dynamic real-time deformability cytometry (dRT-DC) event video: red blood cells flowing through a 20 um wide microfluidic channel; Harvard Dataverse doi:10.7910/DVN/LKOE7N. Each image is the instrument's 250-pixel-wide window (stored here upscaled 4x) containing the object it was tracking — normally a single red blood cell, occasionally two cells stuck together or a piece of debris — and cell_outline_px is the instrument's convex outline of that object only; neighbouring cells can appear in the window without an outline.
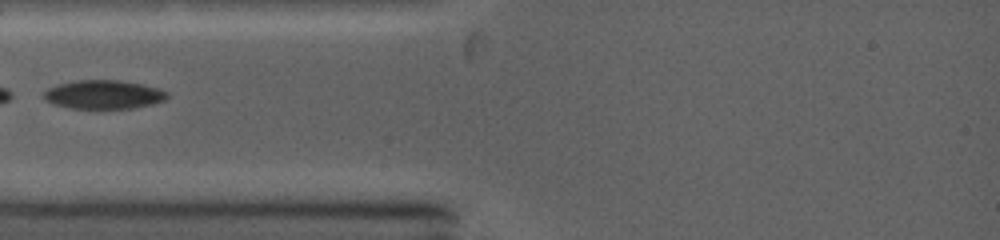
{"species": "common noctule bat (a hibernating species)", "species_latin": "Nyctalus noctula", "temperature_condition": "warm", "stored_images_in_passage": 6, "camera_frame_rate_fps": 5000, "um_per_image_px": 0.085, "animal": {"sex": "female", "body_mass_g": 19.0, "forearm_length_mm": 53.3}, "frame": {"image": 1, "passage_image": 2, "time_ms": 0.6, "image_size_px": [1000, 240], "cell_outline_px": [[168, 96], [164, 100], [152, 104], [132, 108], [72, 108], [52, 104], [44, 100], [44, 92], [48, 88], [56, 84], [76, 80], [120, 80], [144, 84], [160, 88], [168, 92]], "centroid_in_image_um": [8.81, 8.02], "position_along_channel_um": 76.2, "area_um2": 20.81}}